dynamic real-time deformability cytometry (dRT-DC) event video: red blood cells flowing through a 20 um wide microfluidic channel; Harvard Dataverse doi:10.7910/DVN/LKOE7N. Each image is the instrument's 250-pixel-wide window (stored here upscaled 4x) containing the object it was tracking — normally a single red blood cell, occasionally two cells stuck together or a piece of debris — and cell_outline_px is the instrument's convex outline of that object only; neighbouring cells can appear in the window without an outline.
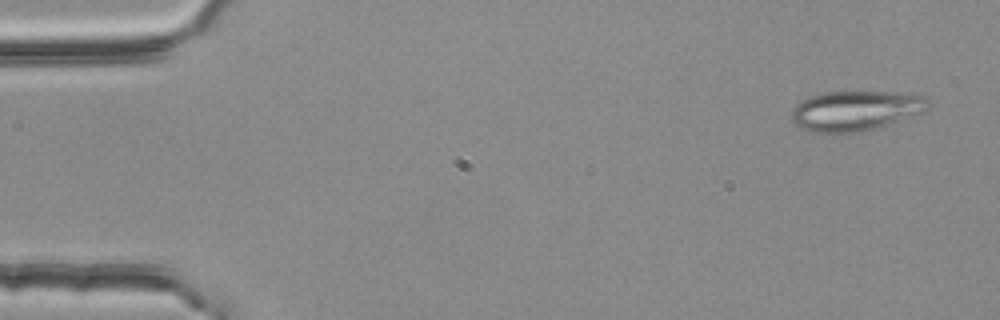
{"species": "common noctule bat (a hibernating species)", "species_latin": "Nyctalus noctula", "temperature_condition": "room temperature", "stored_images_in_passage": 54, "camera_frame_rate_fps": 3000, "um_per_image_px": 0.085, "animal": {"sex": "female", "body_mass_g": 25.1}, "frame": {"image": 1, "passage_image": 3, "time_ms": 0.667, "image_size_px": [1000, 320], "cell_outline_px": [[928, 112], [860, 132], [808, 132], [800, 128], [792, 120], [792, 108], [800, 100], [824, 92], [908, 92], [924, 96], [928, 108]], "centroid_in_image_um": [72.73, 9.4], "position_along_channel_um": 12.3, "area_um2": 31.91}}
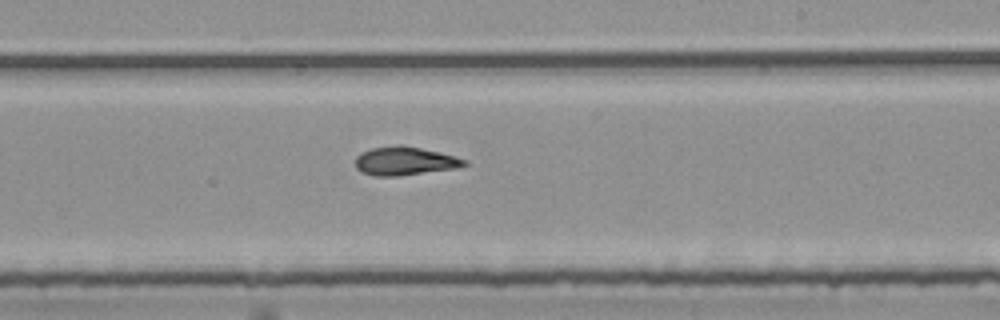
{"frame": {"image": 2, "passage_image": 32, "time_ms": 10.333, "image_size_px": [1000, 320], "cell_outline_px": [[468, 164], [456, 168], [396, 176], [372, 176], [360, 172], [356, 168], [356, 156], [360, 152], [372, 148], [396, 144], [400, 144], [440, 152], [468, 160]], "centroid_in_image_um": [34.37, 13.68], "position_along_channel_um": 254.6, "area_um2": 18.21}}
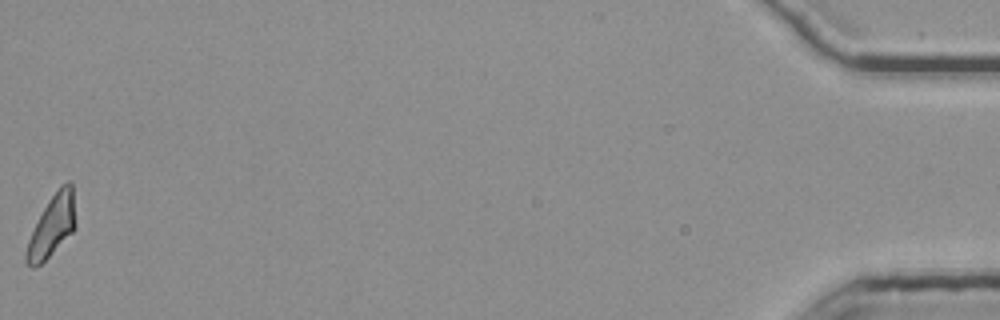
{"frame": {"image": 3, "passage_image": 54, "time_ms": 17.667, "image_size_px": [1000, 320], "cell_outline_px": [[76, 228], [40, 264], [32, 268], [28, 264], [24, 256], [28, 240], [48, 200], [60, 184], [68, 180], [72, 184]], "centroid_in_image_um": [4.43, 19.16], "position_along_channel_um": 430.8, "area_um2": 17.22}, "authors_computed_cell_mechanics": {"area_um2": 18.0047, "velocity_mm_per_s": 3.8045, "shape_relaxation_time_tau1_ms": null, "shape_relaxation_time_tau2_ms": 2.9291, "deformation_change_tau1": null, "deformation_change_tau2": 0.1142}}